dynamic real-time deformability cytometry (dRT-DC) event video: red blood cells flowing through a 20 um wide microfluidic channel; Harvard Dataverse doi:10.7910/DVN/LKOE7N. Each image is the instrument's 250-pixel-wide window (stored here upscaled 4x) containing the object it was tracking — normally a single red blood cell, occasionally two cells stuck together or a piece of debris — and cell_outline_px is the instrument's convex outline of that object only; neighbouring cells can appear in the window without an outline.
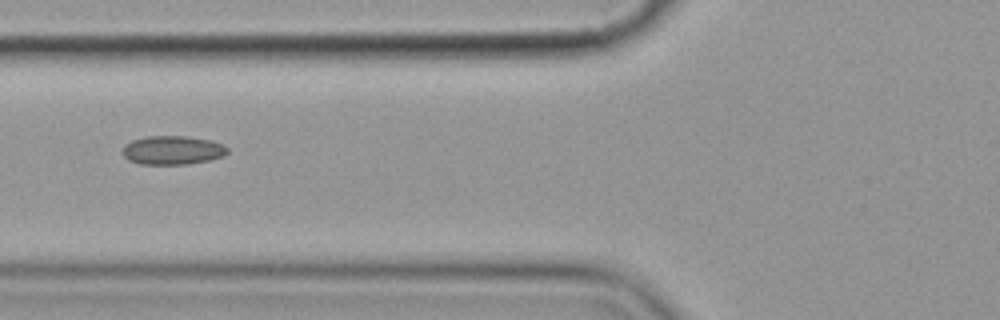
{"species": "common noctule bat (a hibernating species)", "species_latin": "Nyctalus noctula", "temperature_condition": "cold", "stored_images_in_passage": 7, "camera_frame_rate_fps": 3000, "um_per_image_px": 0.085, "animal": {"sex": "female", "body_mass_g": 19.9}, "frame": {"image": 1, "passage_image": 3, "time_ms": 2.333, "image_size_px": [1000, 320], "cell_outline_px": [[228, 152], [224, 156], [208, 160], [188, 164], [140, 164], [128, 160], [124, 156], [124, 144], [132, 140], [148, 136], [188, 136], [208, 140], [224, 144], [228, 148]], "centroid_in_image_um": [14.68, 12.76], "position_along_channel_um": 111.1, "area_um2": 17.57}}
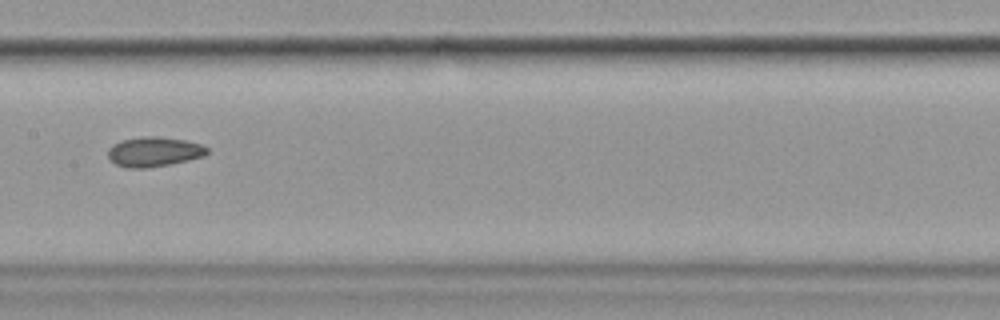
{"frame": {"image": 2, "passage_image": 5, "time_ms": 4.667, "image_size_px": [1000, 320], "cell_outline_px": [[208, 152], [204, 156], [188, 160], [148, 168], [128, 168], [116, 164], [108, 160], [108, 148], [112, 144], [120, 140], [140, 136], [160, 136], [184, 140], [204, 144], [208, 148]], "centroid_in_image_um": [13.06, 12.88], "position_along_channel_um": 194.3, "area_um2": 17.46}}
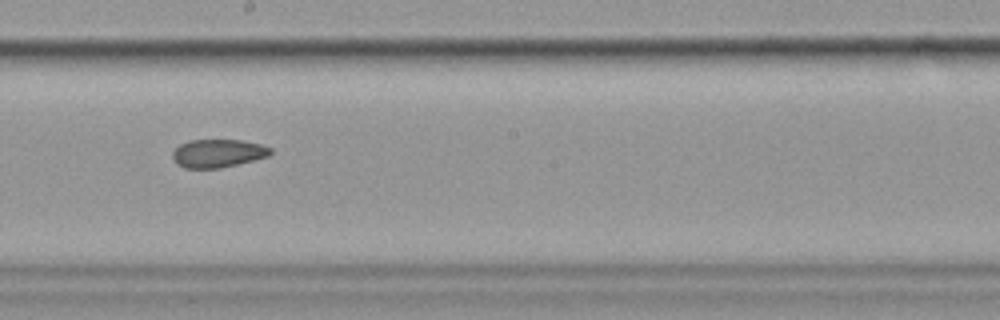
{"frame": {"image": 3, "passage_image": 6, "time_ms": 5.667, "image_size_px": [1000, 320], "cell_outline_px": [[272, 152], [268, 156], [220, 168], [184, 168], [176, 164], [172, 156], [172, 152], [180, 144], [188, 140], [240, 140], [260, 144], [272, 148]], "centroid_in_image_um": [18.49, 13.03], "position_along_channel_um": 229.7, "area_um2": 16.01}}